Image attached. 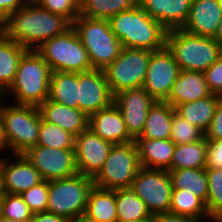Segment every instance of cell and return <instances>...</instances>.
I'll return each mask as SVG.
<instances>
[{
    "instance_id": "cell-24",
    "label": "cell",
    "mask_w": 222,
    "mask_h": 222,
    "mask_svg": "<svg viewBox=\"0 0 222 222\" xmlns=\"http://www.w3.org/2000/svg\"><path fill=\"white\" fill-rule=\"evenodd\" d=\"M174 110L165 101H155L149 108L144 129L136 139H171Z\"/></svg>"
},
{
    "instance_id": "cell-55",
    "label": "cell",
    "mask_w": 222,
    "mask_h": 222,
    "mask_svg": "<svg viewBox=\"0 0 222 222\" xmlns=\"http://www.w3.org/2000/svg\"><path fill=\"white\" fill-rule=\"evenodd\" d=\"M218 2H219V5H220V7L222 9V0H218Z\"/></svg>"
},
{
    "instance_id": "cell-52",
    "label": "cell",
    "mask_w": 222,
    "mask_h": 222,
    "mask_svg": "<svg viewBox=\"0 0 222 222\" xmlns=\"http://www.w3.org/2000/svg\"><path fill=\"white\" fill-rule=\"evenodd\" d=\"M212 221L222 222V209L212 218Z\"/></svg>"
},
{
    "instance_id": "cell-20",
    "label": "cell",
    "mask_w": 222,
    "mask_h": 222,
    "mask_svg": "<svg viewBox=\"0 0 222 222\" xmlns=\"http://www.w3.org/2000/svg\"><path fill=\"white\" fill-rule=\"evenodd\" d=\"M191 3L192 0H138V5L167 31L184 26Z\"/></svg>"
},
{
    "instance_id": "cell-53",
    "label": "cell",
    "mask_w": 222,
    "mask_h": 222,
    "mask_svg": "<svg viewBox=\"0 0 222 222\" xmlns=\"http://www.w3.org/2000/svg\"><path fill=\"white\" fill-rule=\"evenodd\" d=\"M4 94H5V92L0 90V100H2L1 97H4ZM1 107H2V104L0 103V109H1Z\"/></svg>"
},
{
    "instance_id": "cell-28",
    "label": "cell",
    "mask_w": 222,
    "mask_h": 222,
    "mask_svg": "<svg viewBox=\"0 0 222 222\" xmlns=\"http://www.w3.org/2000/svg\"><path fill=\"white\" fill-rule=\"evenodd\" d=\"M48 99L71 108H78V73L52 72Z\"/></svg>"
},
{
    "instance_id": "cell-36",
    "label": "cell",
    "mask_w": 222,
    "mask_h": 222,
    "mask_svg": "<svg viewBox=\"0 0 222 222\" xmlns=\"http://www.w3.org/2000/svg\"><path fill=\"white\" fill-rule=\"evenodd\" d=\"M32 216L21 195L5 193L0 200V217L25 221L31 220Z\"/></svg>"
},
{
    "instance_id": "cell-17",
    "label": "cell",
    "mask_w": 222,
    "mask_h": 222,
    "mask_svg": "<svg viewBox=\"0 0 222 222\" xmlns=\"http://www.w3.org/2000/svg\"><path fill=\"white\" fill-rule=\"evenodd\" d=\"M13 155L16 158L13 163L5 158L0 160L3 189L5 193L20 195L41 182L42 178L23 154Z\"/></svg>"
},
{
    "instance_id": "cell-25",
    "label": "cell",
    "mask_w": 222,
    "mask_h": 222,
    "mask_svg": "<svg viewBox=\"0 0 222 222\" xmlns=\"http://www.w3.org/2000/svg\"><path fill=\"white\" fill-rule=\"evenodd\" d=\"M84 216L91 222H115L116 190L93 186L87 199Z\"/></svg>"
},
{
    "instance_id": "cell-49",
    "label": "cell",
    "mask_w": 222,
    "mask_h": 222,
    "mask_svg": "<svg viewBox=\"0 0 222 222\" xmlns=\"http://www.w3.org/2000/svg\"><path fill=\"white\" fill-rule=\"evenodd\" d=\"M68 222H91V221H89L85 216H81L69 219Z\"/></svg>"
},
{
    "instance_id": "cell-19",
    "label": "cell",
    "mask_w": 222,
    "mask_h": 222,
    "mask_svg": "<svg viewBox=\"0 0 222 222\" xmlns=\"http://www.w3.org/2000/svg\"><path fill=\"white\" fill-rule=\"evenodd\" d=\"M222 19L218 0H192L183 30L198 36L214 38Z\"/></svg>"
},
{
    "instance_id": "cell-41",
    "label": "cell",
    "mask_w": 222,
    "mask_h": 222,
    "mask_svg": "<svg viewBox=\"0 0 222 222\" xmlns=\"http://www.w3.org/2000/svg\"><path fill=\"white\" fill-rule=\"evenodd\" d=\"M222 169V138L208 141L205 169Z\"/></svg>"
},
{
    "instance_id": "cell-7",
    "label": "cell",
    "mask_w": 222,
    "mask_h": 222,
    "mask_svg": "<svg viewBox=\"0 0 222 222\" xmlns=\"http://www.w3.org/2000/svg\"><path fill=\"white\" fill-rule=\"evenodd\" d=\"M36 52L52 72H86L93 70L88 52L71 27L65 33L43 42Z\"/></svg>"
},
{
    "instance_id": "cell-34",
    "label": "cell",
    "mask_w": 222,
    "mask_h": 222,
    "mask_svg": "<svg viewBox=\"0 0 222 222\" xmlns=\"http://www.w3.org/2000/svg\"><path fill=\"white\" fill-rule=\"evenodd\" d=\"M74 144V135L41 119L37 145L58 149H74Z\"/></svg>"
},
{
    "instance_id": "cell-15",
    "label": "cell",
    "mask_w": 222,
    "mask_h": 222,
    "mask_svg": "<svg viewBox=\"0 0 222 222\" xmlns=\"http://www.w3.org/2000/svg\"><path fill=\"white\" fill-rule=\"evenodd\" d=\"M114 100L103 70L78 73V108L88 117L109 107Z\"/></svg>"
},
{
    "instance_id": "cell-33",
    "label": "cell",
    "mask_w": 222,
    "mask_h": 222,
    "mask_svg": "<svg viewBox=\"0 0 222 222\" xmlns=\"http://www.w3.org/2000/svg\"><path fill=\"white\" fill-rule=\"evenodd\" d=\"M169 212L193 217L197 220L210 219L205 203L193 193L185 189H173L171 196V205Z\"/></svg>"
},
{
    "instance_id": "cell-10",
    "label": "cell",
    "mask_w": 222,
    "mask_h": 222,
    "mask_svg": "<svg viewBox=\"0 0 222 222\" xmlns=\"http://www.w3.org/2000/svg\"><path fill=\"white\" fill-rule=\"evenodd\" d=\"M151 54L147 49L122 48L120 55L103 69L113 96L143 86Z\"/></svg>"
},
{
    "instance_id": "cell-37",
    "label": "cell",
    "mask_w": 222,
    "mask_h": 222,
    "mask_svg": "<svg viewBox=\"0 0 222 222\" xmlns=\"http://www.w3.org/2000/svg\"><path fill=\"white\" fill-rule=\"evenodd\" d=\"M208 195L206 209L213 218L222 209V169H206Z\"/></svg>"
},
{
    "instance_id": "cell-14",
    "label": "cell",
    "mask_w": 222,
    "mask_h": 222,
    "mask_svg": "<svg viewBox=\"0 0 222 222\" xmlns=\"http://www.w3.org/2000/svg\"><path fill=\"white\" fill-rule=\"evenodd\" d=\"M155 101L143 87L123 90L114 95L113 103L119 108L127 132L134 140L141 135L149 108Z\"/></svg>"
},
{
    "instance_id": "cell-12",
    "label": "cell",
    "mask_w": 222,
    "mask_h": 222,
    "mask_svg": "<svg viewBox=\"0 0 222 222\" xmlns=\"http://www.w3.org/2000/svg\"><path fill=\"white\" fill-rule=\"evenodd\" d=\"M23 155L37 169L42 180H59L78 173L74 149L36 145Z\"/></svg>"
},
{
    "instance_id": "cell-38",
    "label": "cell",
    "mask_w": 222,
    "mask_h": 222,
    "mask_svg": "<svg viewBox=\"0 0 222 222\" xmlns=\"http://www.w3.org/2000/svg\"><path fill=\"white\" fill-rule=\"evenodd\" d=\"M20 195L33 214L44 212L48 205L49 181L42 180Z\"/></svg>"
},
{
    "instance_id": "cell-8",
    "label": "cell",
    "mask_w": 222,
    "mask_h": 222,
    "mask_svg": "<svg viewBox=\"0 0 222 222\" xmlns=\"http://www.w3.org/2000/svg\"><path fill=\"white\" fill-rule=\"evenodd\" d=\"M93 186V178L80 173L49 181L46 211L69 219L84 216L88 195Z\"/></svg>"
},
{
    "instance_id": "cell-43",
    "label": "cell",
    "mask_w": 222,
    "mask_h": 222,
    "mask_svg": "<svg viewBox=\"0 0 222 222\" xmlns=\"http://www.w3.org/2000/svg\"><path fill=\"white\" fill-rule=\"evenodd\" d=\"M28 0H0V20L3 22L11 13L25 5Z\"/></svg>"
},
{
    "instance_id": "cell-1",
    "label": "cell",
    "mask_w": 222,
    "mask_h": 222,
    "mask_svg": "<svg viewBox=\"0 0 222 222\" xmlns=\"http://www.w3.org/2000/svg\"><path fill=\"white\" fill-rule=\"evenodd\" d=\"M71 27L67 18L40 7L33 0H28L2 22L3 34L27 50H35Z\"/></svg>"
},
{
    "instance_id": "cell-26",
    "label": "cell",
    "mask_w": 222,
    "mask_h": 222,
    "mask_svg": "<svg viewBox=\"0 0 222 222\" xmlns=\"http://www.w3.org/2000/svg\"><path fill=\"white\" fill-rule=\"evenodd\" d=\"M221 98V95L212 93L210 96L196 101L177 104L174 108L186 121L205 133Z\"/></svg>"
},
{
    "instance_id": "cell-35",
    "label": "cell",
    "mask_w": 222,
    "mask_h": 222,
    "mask_svg": "<svg viewBox=\"0 0 222 222\" xmlns=\"http://www.w3.org/2000/svg\"><path fill=\"white\" fill-rule=\"evenodd\" d=\"M171 129V140L175 145L191 143L204 138V132L202 130L191 125L175 110L173 112Z\"/></svg>"
},
{
    "instance_id": "cell-6",
    "label": "cell",
    "mask_w": 222,
    "mask_h": 222,
    "mask_svg": "<svg viewBox=\"0 0 222 222\" xmlns=\"http://www.w3.org/2000/svg\"><path fill=\"white\" fill-rule=\"evenodd\" d=\"M6 150L23 154L37 145L41 115L37 106L6 105L0 109Z\"/></svg>"
},
{
    "instance_id": "cell-23",
    "label": "cell",
    "mask_w": 222,
    "mask_h": 222,
    "mask_svg": "<svg viewBox=\"0 0 222 222\" xmlns=\"http://www.w3.org/2000/svg\"><path fill=\"white\" fill-rule=\"evenodd\" d=\"M141 167L171 170L175 144L171 139H135Z\"/></svg>"
},
{
    "instance_id": "cell-13",
    "label": "cell",
    "mask_w": 222,
    "mask_h": 222,
    "mask_svg": "<svg viewBox=\"0 0 222 222\" xmlns=\"http://www.w3.org/2000/svg\"><path fill=\"white\" fill-rule=\"evenodd\" d=\"M180 71L174 56L166 46L160 50L153 51L142 87L156 101H165Z\"/></svg>"
},
{
    "instance_id": "cell-32",
    "label": "cell",
    "mask_w": 222,
    "mask_h": 222,
    "mask_svg": "<svg viewBox=\"0 0 222 222\" xmlns=\"http://www.w3.org/2000/svg\"><path fill=\"white\" fill-rule=\"evenodd\" d=\"M115 190L117 219L136 221L152 217L144 201L135 194L131 187Z\"/></svg>"
},
{
    "instance_id": "cell-54",
    "label": "cell",
    "mask_w": 222,
    "mask_h": 222,
    "mask_svg": "<svg viewBox=\"0 0 222 222\" xmlns=\"http://www.w3.org/2000/svg\"><path fill=\"white\" fill-rule=\"evenodd\" d=\"M3 34L2 21L0 20V36Z\"/></svg>"
},
{
    "instance_id": "cell-21",
    "label": "cell",
    "mask_w": 222,
    "mask_h": 222,
    "mask_svg": "<svg viewBox=\"0 0 222 222\" xmlns=\"http://www.w3.org/2000/svg\"><path fill=\"white\" fill-rule=\"evenodd\" d=\"M41 119L55 124L75 137L88 129L89 117L79 108H71L46 99L38 106Z\"/></svg>"
},
{
    "instance_id": "cell-50",
    "label": "cell",
    "mask_w": 222,
    "mask_h": 222,
    "mask_svg": "<svg viewBox=\"0 0 222 222\" xmlns=\"http://www.w3.org/2000/svg\"><path fill=\"white\" fill-rule=\"evenodd\" d=\"M3 181H2V170L0 166V200L4 197Z\"/></svg>"
},
{
    "instance_id": "cell-42",
    "label": "cell",
    "mask_w": 222,
    "mask_h": 222,
    "mask_svg": "<svg viewBox=\"0 0 222 222\" xmlns=\"http://www.w3.org/2000/svg\"><path fill=\"white\" fill-rule=\"evenodd\" d=\"M204 138L207 141L222 138V98L217 104L212 121L204 133Z\"/></svg>"
},
{
    "instance_id": "cell-9",
    "label": "cell",
    "mask_w": 222,
    "mask_h": 222,
    "mask_svg": "<svg viewBox=\"0 0 222 222\" xmlns=\"http://www.w3.org/2000/svg\"><path fill=\"white\" fill-rule=\"evenodd\" d=\"M140 168L135 141L115 144L93 182L95 186L103 189L130 188Z\"/></svg>"
},
{
    "instance_id": "cell-51",
    "label": "cell",
    "mask_w": 222,
    "mask_h": 222,
    "mask_svg": "<svg viewBox=\"0 0 222 222\" xmlns=\"http://www.w3.org/2000/svg\"><path fill=\"white\" fill-rule=\"evenodd\" d=\"M0 222H30V220H25V221H19L16 219H9L6 217H0Z\"/></svg>"
},
{
    "instance_id": "cell-40",
    "label": "cell",
    "mask_w": 222,
    "mask_h": 222,
    "mask_svg": "<svg viewBox=\"0 0 222 222\" xmlns=\"http://www.w3.org/2000/svg\"><path fill=\"white\" fill-rule=\"evenodd\" d=\"M206 83L213 94L222 96V54L206 71Z\"/></svg>"
},
{
    "instance_id": "cell-3",
    "label": "cell",
    "mask_w": 222,
    "mask_h": 222,
    "mask_svg": "<svg viewBox=\"0 0 222 222\" xmlns=\"http://www.w3.org/2000/svg\"><path fill=\"white\" fill-rule=\"evenodd\" d=\"M51 68L36 52L27 50L21 57L15 79L5 95H14V104L39 106L49 98ZM16 102V103H15Z\"/></svg>"
},
{
    "instance_id": "cell-22",
    "label": "cell",
    "mask_w": 222,
    "mask_h": 222,
    "mask_svg": "<svg viewBox=\"0 0 222 222\" xmlns=\"http://www.w3.org/2000/svg\"><path fill=\"white\" fill-rule=\"evenodd\" d=\"M211 94L204 72L181 70L165 102L174 107L177 104L196 101Z\"/></svg>"
},
{
    "instance_id": "cell-56",
    "label": "cell",
    "mask_w": 222,
    "mask_h": 222,
    "mask_svg": "<svg viewBox=\"0 0 222 222\" xmlns=\"http://www.w3.org/2000/svg\"><path fill=\"white\" fill-rule=\"evenodd\" d=\"M75 1H76L78 4H80L82 0H75Z\"/></svg>"
},
{
    "instance_id": "cell-27",
    "label": "cell",
    "mask_w": 222,
    "mask_h": 222,
    "mask_svg": "<svg viewBox=\"0 0 222 222\" xmlns=\"http://www.w3.org/2000/svg\"><path fill=\"white\" fill-rule=\"evenodd\" d=\"M26 51V48L4 34L0 36V90L6 92L12 85L18 63Z\"/></svg>"
},
{
    "instance_id": "cell-5",
    "label": "cell",
    "mask_w": 222,
    "mask_h": 222,
    "mask_svg": "<svg viewBox=\"0 0 222 222\" xmlns=\"http://www.w3.org/2000/svg\"><path fill=\"white\" fill-rule=\"evenodd\" d=\"M72 28L87 50L93 69H105L120 55L123 46L112 32L109 20L79 15Z\"/></svg>"
},
{
    "instance_id": "cell-44",
    "label": "cell",
    "mask_w": 222,
    "mask_h": 222,
    "mask_svg": "<svg viewBox=\"0 0 222 222\" xmlns=\"http://www.w3.org/2000/svg\"><path fill=\"white\" fill-rule=\"evenodd\" d=\"M155 222H201L193 217L165 212L153 216Z\"/></svg>"
},
{
    "instance_id": "cell-11",
    "label": "cell",
    "mask_w": 222,
    "mask_h": 222,
    "mask_svg": "<svg viewBox=\"0 0 222 222\" xmlns=\"http://www.w3.org/2000/svg\"><path fill=\"white\" fill-rule=\"evenodd\" d=\"M131 188L152 216L169 212L173 187L167 170L141 167Z\"/></svg>"
},
{
    "instance_id": "cell-2",
    "label": "cell",
    "mask_w": 222,
    "mask_h": 222,
    "mask_svg": "<svg viewBox=\"0 0 222 222\" xmlns=\"http://www.w3.org/2000/svg\"><path fill=\"white\" fill-rule=\"evenodd\" d=\"M112 32L125 48L157 51L165 47L167 30L139 5L109 19Z\"/></svg>"
},
{
    "instance_id": "cell-48",
    "label": "cell",
    "mask_w": 222,
    "mask_h": 222,
    "mask_svg": "<svg viewBox=\"0 0 222 222\" xmlns=\"http://www.w3.org/2000/svg\"><path fill=\"white\" fill-rule=\"evenodd\" d=\"M115 222H155V221L152 216L150 218L140 219V220H136V221H123V220L117 219Z\"/></svg>"
},
{
    "instance_id": "cell-45",
    "label": "cell",
    "mask_w": 222,
    "mask_h": 222,
    "mask_svg": "<svg viewBox=\"0 0 222 222\" xmlns=\"http://www.w3.org/2000/svg\"><path fill=\"white\" fill-rule=\"evenodd\" d=\"M69 218L48 211L33 214L30 222H68Z\"/></svg>"
},
{
    "instance_id": "cell-29",
    "label": "cell",
    "mask_w": 222,
    "mask_h": 222,
    "mask_svg": "<svg viewBox=\"0 0 222 222\" xmlns=\"http://www.w3.org/2000/svg\"><path fill=\"white\" fill-rule=\"evenodd\" d=\"M173 189H185L199 197L206 205L208 178L205 168L169 170Z\"/></svg>"
},
{
    "instance_id": "cell-16",
    "label": "cell",
    "mask_w": 222,
    "mask_h": 222,
    "mask_svg": "<svg viewBox=\"0 0 222 222\" xmlns=\"http://www.w3.org/2000/svg\"><path fill=\"white\" fill-rule=\"evenodd\" d=\"M112 146L89 128L81 132L74 144L78 173L94 178L103 168Z\"/></svg>"
},
{
    "instance_id": "cell-39",
    "label": "cell",
    "mask_w": 222,
    "mask_h": 222,
    "mask_svg": "<svg viewBox=\"0 0 222 222\" xmlns=\"http://www.w3.org/2000/svg\"><path fill=\"white\" fill-rule=\"evenodd\" d=\"M40 7L67 18L71 23L79 16V4L75 0H33Z\"/></svg>"
},
{
    "instance_id": "cell-18",
    "label": "cell",
    "mask_w": 222,
    "mask_h": 222,
    "mask_svg": "<svg viewBox=\"0 0 222 222\" xmlns=\"http://www.w3.org/2000/svg\"><path fill=\"white\" fill-rule=\"evenodd\" d=\"M88 128L113 145L134 141L127 132L119 108L114 103L89 116Z\"/></svg>"
},
{
    "instance_id": "cell-47",
    "label": "cell",
    "mask_w": 222,
    "mask_h": 222,
    "mask_svg": "<svg viewBox=\"0 0 222 222\" xmlns=\"http://www.w3.org/2000/svg\"><path fill=\"white\" fill-rule=\"evenodd\" d=\"M214 39L222 46V19L219 22L218 29Z\"/></svg>"
},
{
    "instance_id": "cell-4",
    "label": "cell",
    "mask_w": 222,
    "mask_h": 222,
    "mask_svg": "<svg viewBox=\"0 0 222 222\" xmlns=\"http://www.w3.org/2000/svg\"><path fill=\"white\" fill-rule=\"evenodd\" d=\"M165 46L180 70L204 72L222 54V46L214 38L194 35L182 28L167 31Z\"/></svg>"
},
{
    "instance_id": "cell-46",
    "label": "cell",
    "mask_w": 222,
    "mask_h": 222,
    "mask_svg": "<svg viewBox=\"0 0 222 222\" xmlns=\"http://www.w3.org/2000/svg\"><path fill=\"white\" fill-rule=\"evenodd\" d=\"M6 149V140L3 133L2 119L0 117V151Z\"/></svg>"
},
{
    "instance_id": "cell-31",
    "label": "cell",
    "mask_w": 222,
    "mask_h": 222,
    "mask_svg": "<svg viewBox=\"0 0 222 222\" xmlns=\"http://www.w3.org/2000/svg\"><path fill=\"white\" fill-rule=\"evenodd\" d=\"M138 0H82L79 15L91 19H107L122 11L134 8Z\"/></svg>"
},
{
    "instance_id": "cell-30",
    "label": "cell",
    "mask_w": 222,
    "mask_h": 222,
    "mask_svg": "<svg viewBox=\"0 0 222 222\" xmlns=\"http://www.w3.org/2000/svg\"><path fill=\"white\" fill-rule=\"evenodd\" d=\"M207 145L208 141L205 138L191 143L176 145L171 160V170L205 168Z\"/></svg>"
}]
</instances>
